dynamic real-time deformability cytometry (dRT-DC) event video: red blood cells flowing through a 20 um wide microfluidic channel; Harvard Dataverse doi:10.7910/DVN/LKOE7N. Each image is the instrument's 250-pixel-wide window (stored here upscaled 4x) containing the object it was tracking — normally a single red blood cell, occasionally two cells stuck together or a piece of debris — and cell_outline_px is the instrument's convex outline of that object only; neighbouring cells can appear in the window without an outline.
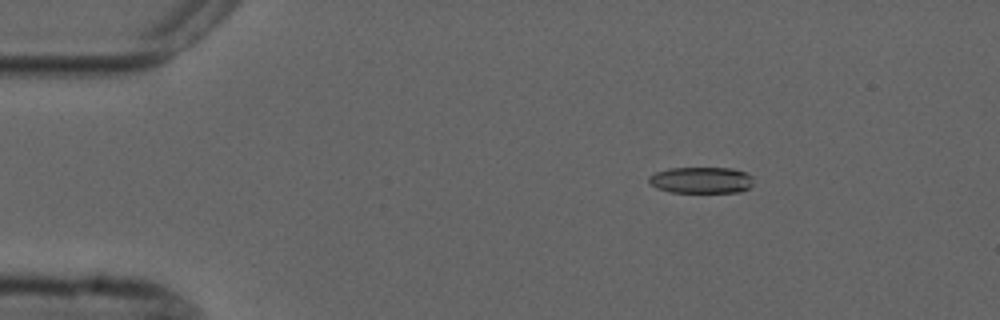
{"species": "common noctule bat (a hibernating species)", "species_latin": "Nyctalus noctula", "temperature_condition": "cold", "stored_images_in_passage": 5, "camera_frame_rate_fps": 3000, "um_per_image_px": 0.085, "animal": {"sex": "male", "forearm_length_mm": 52.5}, "frame": {"image": 1, "passage_image": 3, "time_ms": 2.333, "image_size_px": [1000, 320], "cell_outline_px": [[752, 184], [748, 188], [740, 192], [672, 192], [656, 188], [648, 180], [648, 176], [656, 172], [668, 168], [732, 168], [744, 172], [752, 176]], "centroid_in_image_um": [59.59, 15.31], "position_along_channel_um": 25.4, "area_um2": 16.01}}